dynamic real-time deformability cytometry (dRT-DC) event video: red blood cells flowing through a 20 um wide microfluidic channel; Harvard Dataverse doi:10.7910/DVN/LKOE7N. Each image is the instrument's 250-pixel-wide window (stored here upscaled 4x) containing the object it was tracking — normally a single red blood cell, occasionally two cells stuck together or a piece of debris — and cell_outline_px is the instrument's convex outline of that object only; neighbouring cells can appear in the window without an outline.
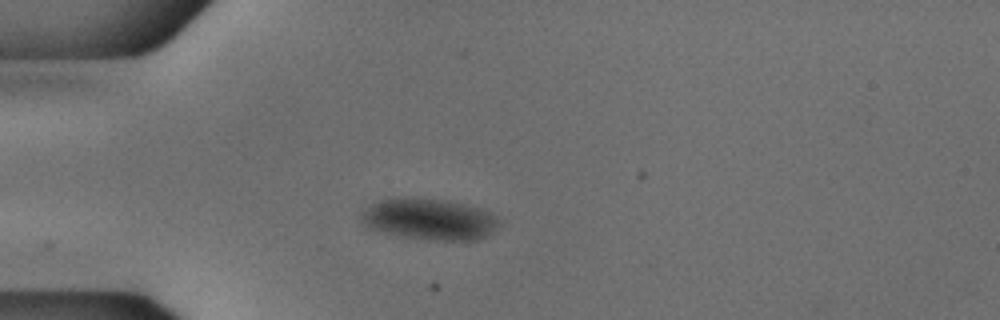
{"species": "common noctule bat (a hibernating species)", "species_latin": "Nyctalus noctula", "temperature_condition": "cold", "stored_images_in_passage": 43, "camera_frame_rate_fps": 3000, "um_per_image_px": 0.085, "animal": {"sex": "male", "body_mass_g": 18.8}, "frame": {"image": 1, "passage_image": 8, "time_ms": 2.333, "image_size_px": [1000, 320], "cell_outline_px": [[496, 224], [484, 236], [476, 240], [428, 240], [400, 236], [380, 232], [368, 228], [364, 224], [360, 216], [360, 212], [372, 204], [384, 200], [448, 200], [464, 204], [488, 212], [496, 220]], "centroid_in_image_um": [36.4, 18.67], "position_along_channel_um": 48.6, "area_um2": 31.79}}
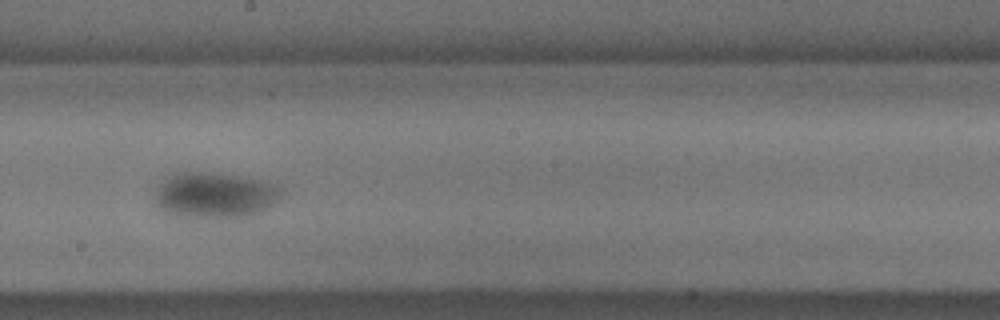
{"frame": {"image": 2, "passage_image": 24, "time_ms": 7.667, "image_size_px": [1000, 320], "cell_outline_px": [[280, 196], [272, 204], [256, 212], [240, 216], [188, 216], [164, 212], [156, 208], [152, 204], [156, 188], [164, 176], [180, 172], [212, 172], [248, 176], [272, 184], [280, 188]], "centroid_in_image_um": [18.12, 16.53], "position_along_channel_um": 230.1, "area_um2": 33.41}}
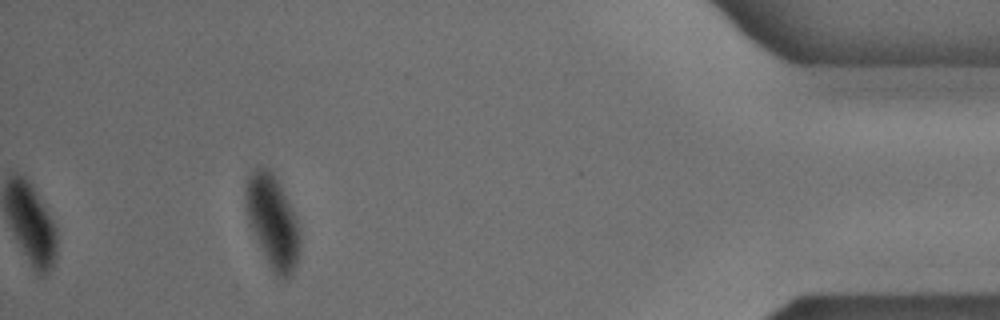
{"frame": {"image": 3, "passage_image": 43, "time_ms": 14.0, "image_size_px": [1000, 320], "cell_outline_px": [[300, 252], [292, 276], [288, 280], [276, 276], [268, 264], [256, 240], [248, 216], [244, 196], [244, 188], [248, 176], [256, 168], [268, 168], [276, 176], [296, 216], [300, 236]], "centroid_in_image_um": [23.19, 18.85], "position_along_channel_um": 412.0, "area_um2": 29.42}}